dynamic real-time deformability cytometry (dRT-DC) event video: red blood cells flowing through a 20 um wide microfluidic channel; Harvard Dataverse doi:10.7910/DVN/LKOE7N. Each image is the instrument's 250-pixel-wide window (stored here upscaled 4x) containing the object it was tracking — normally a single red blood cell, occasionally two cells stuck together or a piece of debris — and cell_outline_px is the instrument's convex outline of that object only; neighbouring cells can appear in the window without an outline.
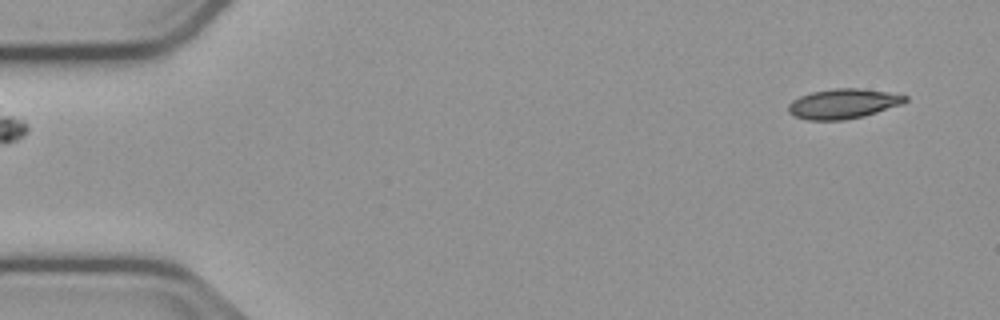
{"species": "common noctule bat (a hibernating species)", "species_latin": "Nyctalus noctula", "temperature_condition": "cold", "stored_images_in_passage": 54, "camera_frame_rate_fps": 3000, "um_per_image_px": 0.085, "animal": {"sex": "male", "body_mass_g": 23.1, "forearm_length_mm": 52.7}, "frame": {"image": 1, "passage_image": 3, "time_ms": 0.667, "image_size_px": [1000, 320], "cell_outline_px": [[908, 100], [904, 104], [864, 116], [844, 120], [808, 120], [796, 116], [788, 112], [788, 104], [792, 100], [800, 96], [812, 92], [836, 88], [856, 88], [888, 92], [908, 96]], "centroid_in_image_um": [71.69, 8.82], "position_along_channel_um": 13.3, "area_um2": 20.35}}
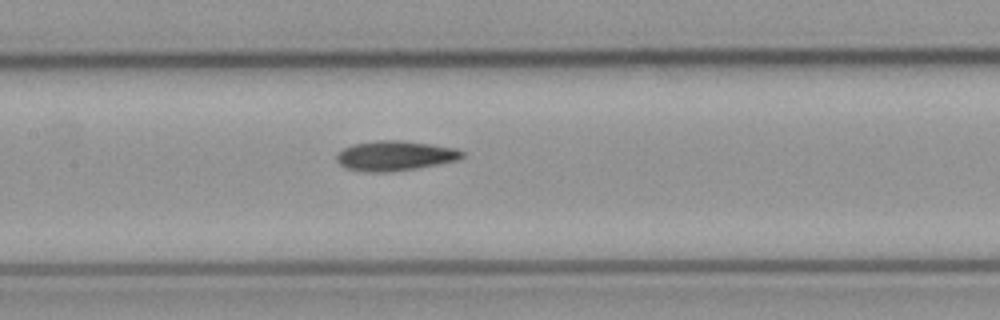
{"frame": {"image": 2, "passage_image": 25, "time_ms": 8.0, "image_size_px": [1000, 320], "cell_outline_px": [[464, 156], [456, 160], [416, 168], [384, 172], [368, 172], [348, 168], [340, 164], [336, 160], [336, 156], [344, 148], [352, 144], [376, 140], [396, 140], [432, 144], [456, 148], [464, 152]], "centroid_in_image_um": [33.57, 13.22], "position_along_channel_um": 173.8, "area_um2": 21.56}}
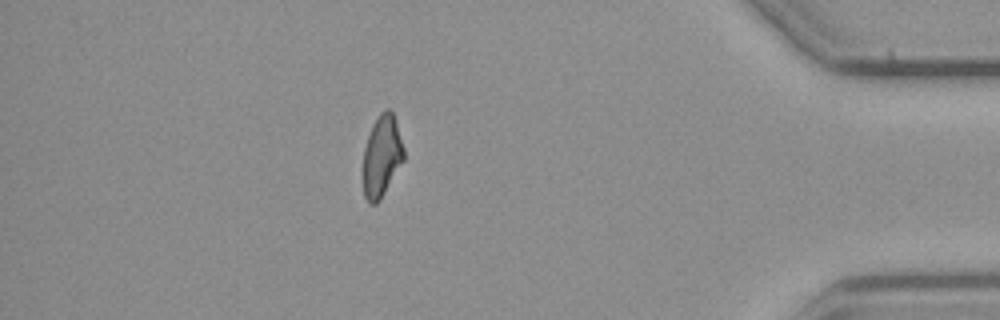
{"frame": {"image": 3, "passage_image": 47, "time_ms": 15.333, "image_size_px": [1000, 320], "cell_outline_px": [[404, 160], [380, 200], [376, 204], [368, 204], [364, 196], [360, 176], [364, 148], [372, 124], [380, 112], [384, 108], [388, 108], [392, 112], [396, 120], [404, 148]], "centroid_in_image_um": [32.41, 13.3], "position_along_channel_um": 402.8, "area_um2": 20.06}, "authors_computed_cell_mechanics": {"area_um2": 20.519, "velocity_mm_per_s": 3.7583, "shape_relaxation_time_tau1_ms": null, "shape_relaxation_time_tau2_ms": 5.1235, "deformation_change_tau1": null, "deformation_change_tau2": 0.124}}